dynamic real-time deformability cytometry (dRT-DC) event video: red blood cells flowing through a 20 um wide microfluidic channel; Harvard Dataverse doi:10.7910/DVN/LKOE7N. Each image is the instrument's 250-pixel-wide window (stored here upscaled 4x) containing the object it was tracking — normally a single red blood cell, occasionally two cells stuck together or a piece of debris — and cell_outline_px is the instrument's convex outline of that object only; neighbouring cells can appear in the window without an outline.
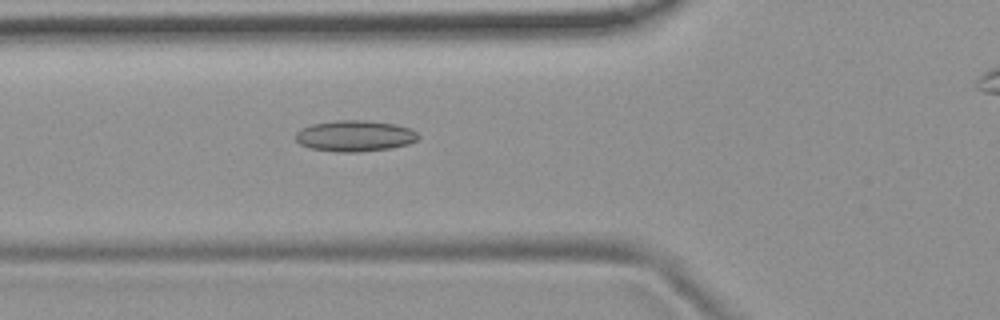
{"species": "common noctule bat (a hibernating species)", "species_latin": "Nyctalus noctula", "temperature_condition": "room temperature", "stored_images_in_passage": 49, "camera_frame_rate_fps": 3000, "um_per_image_px": 0.085, "animal": {"sex": "female", "body_mass_g": 19.9}, "frame": {"image": 1, "passage_image": 20, "time_ms": 6.333, "image_size_px": [1000, 320], "cell_outline_px": [[420, 136], [416, 140], [408, 144], [392, 148], [356, 152], [340, 152], [308, 148], [300, 144], [296, 140], [296, 132], [312, 124], [336, 120], [364, 120], [396, 124], [408, 128], [416, 132]], "centroid_in_image_um": [30.16, 11.55], "position_along_channel_um": 95.6, "area_um2": 22.14}}
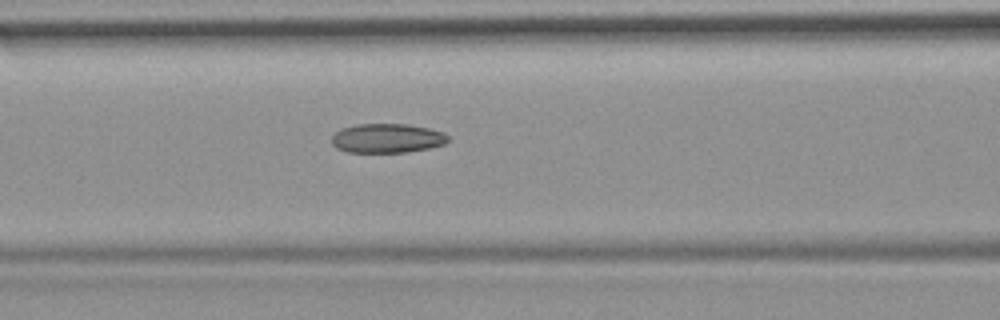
{"frame": {"image": 2, "passage_image": 23, "time_ms": 7.333, "image_size_px": [1000, 320], "cell_outline_px": [[448, 140], [444, 144], [428, 148], [404, 152], [348, 152], [336, 148], [332, 144], [332, 136], [340, 128], [356, 124], [408, 124], [428, 128], [444, 132], [448, 136]], "centroid_in_image_um": [32.88, 11.74], "position_along_channel_um": 133.7, "area_um2": 19.83}}
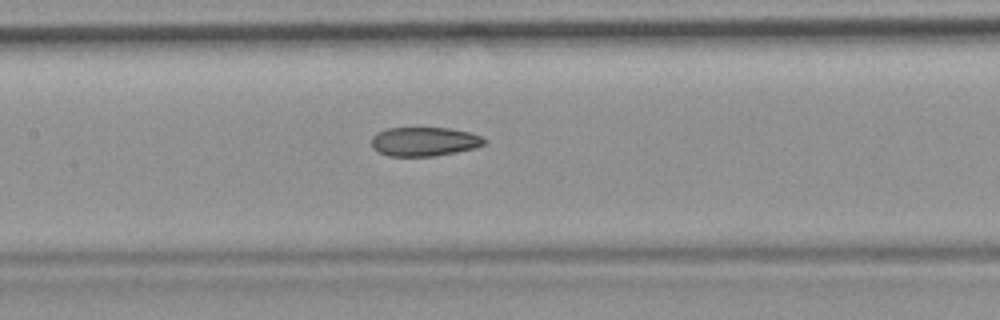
{"frame": {"image": 3, "passage_image": 26, "time_ms": 8.333, "image_size_px": [1000, 320], "cell_outline_px": [[484, 144], [476, 148], [456, 152], [432, 156], [388, 156], [372, 148], [372, 136], [376, 132], [388, 128], [448, 128], [468, 132], [480, 136], [484, 140]], "centroid_in_image_um": [36.02, 12.03], "position_along_channel_um": 171.4, "area_um2": 18.96}, "authors_computed_cell_mechanics": {"area_um2": 20.23, "velocity_mm_per_s": 3.7718, "shape_relaxation_time_tau1_ms": null, "shape_relaxation_time_tau2_ms": 2.9259, "deformation_change_tau1": null, "deformation_change_tau2": 0.096}}